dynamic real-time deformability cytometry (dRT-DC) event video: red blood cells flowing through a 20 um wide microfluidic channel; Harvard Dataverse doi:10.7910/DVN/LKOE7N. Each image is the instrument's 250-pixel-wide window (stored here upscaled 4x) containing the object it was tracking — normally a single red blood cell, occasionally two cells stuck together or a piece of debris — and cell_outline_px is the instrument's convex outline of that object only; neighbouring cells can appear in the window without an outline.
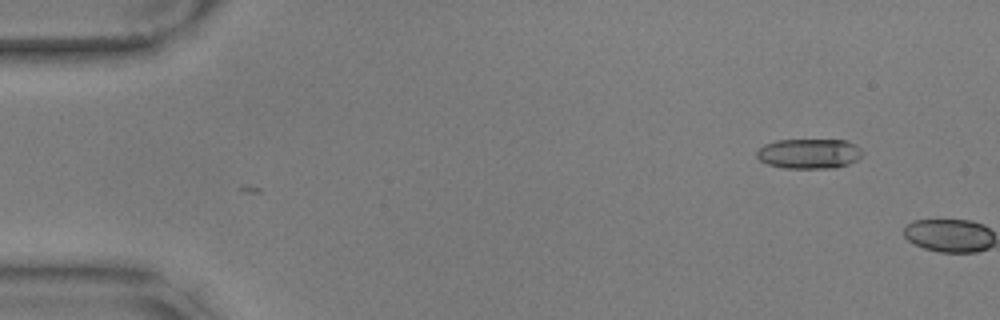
{"species": "common noctule bat (a hibernating species)", "species_latin": "Nyctalus noctula", "temperature_condition": "warm", "stored_images_in_passage": 2, "camera_frame_rate_fps": 3000, "um_per_image_px": 0.085, "animal": {"sex": "male", "body_mass_g": 17.9, "forearm_length_mm": 54.2}, "frame": {"image": 1, "passage_image": 1, "time_ms": 0.0, "image_size_px": [1000, 320], "cell_outline_px": [[864, 152], [856, 160], [848, 164], [836, 168], [784, 168], [768, 164], [760, 160], [756, 156], [756, 152], [764, 144], [776, 140], [844, 140], [856, 144]], "centroid_in_image_um": [68.78, 13.06], "position_along_channel_um": 16.2, "area_um2": 18.5}}